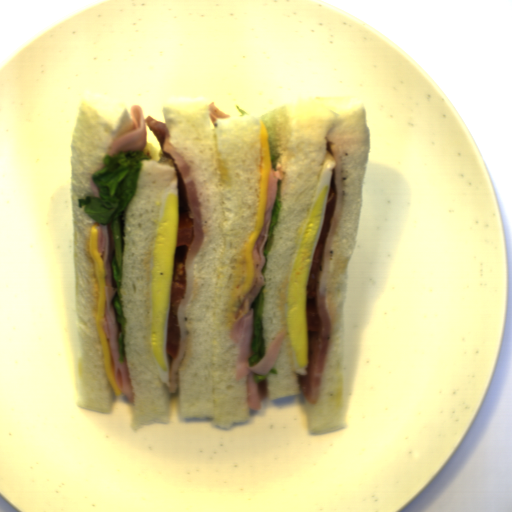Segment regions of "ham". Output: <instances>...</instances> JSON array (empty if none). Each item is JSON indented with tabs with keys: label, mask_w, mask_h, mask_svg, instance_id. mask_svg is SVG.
I'll list each match as a JSON object with an SVG mask.
<instances>
[{
	"label": "ham",
	"mask_w": 512,
	"mask_h": 512,
	"mask_svg": "<svg viewBox=\"0 0 512 512\" xmlns=\"http://www.w3.org/2000/svg\"><path fill=\"white\" fill-rule=\"evenodd\" d=\"M112 224L113 219L108 224H93L97 227V252L100 254L104 266V317L100 319L99 324L107 338L115 383L120 393H124L128 401L134 406L135 398L126 353L122 363H120L121 354L119 349L121 345L119 338L122 335L123 328L121 322L117 320L118 311L114 304V300L118 296V283L114 278L112 264V260L116 256V242Z\"/></svg>",
	"instance_id": "obj_3"
},
{
	"label": "ham",
	"mask_w": 512,
	"mask_h": 512,
	"mask_svg": "<svg viewBox=\"0 0 512 512\" xmlns=\"http://www.w3.org/2000/svg\"><path fill=\"white\" fill-rule=\"evenodd\" d=\"M282 164L277 158L275 162V169L272 167V160L269 156V172L267 178L266 188V201L264 222L261 233L255 242L252 250V267L254 272V279L252 288L247 292L241 302V305L236 310L233 316L231 329L228 333L229 339L233 342L238 350V358L235 367V378L241 380L247 376L245 395L248 408L253 410H261V404L270 397L269 380H264L256 383L254 381L255 375L266 376L276 364L281 353L285 337L288 333L284 326L279 334L272 340L265 355L259 363L250 368L248 358L254 354L251 350V342L253 336V321L254 309L250 306L257 297L261 287L265 286L266 281L262 275L261 269L266 262L264 256V247L269 238V228L271 223V211L276 202L277 184L278 180L283 181L286 172H283Z\"/></svg>",
	"instance_id": "obj_1"
},
{
	"label": "ham",
	"mask_w": 512,
	"mask_h": 512,
	"mask_svg": "<svg viewBox=\"0 0 512 512\" xmlns=\"http://www.w3.org/2000/svg\"><path fill=\"white\" fill-rule=\"evenodd\" d=\"M106 165L104 164V162L102 161L101 164L98 166V168L96 169V171H99L100 169H102L103 167H105ZM95 171V172H96Z\"/></svg>",
	"instance_id": "obj_7"
},
{
	"label": "ham",
	"mask_w": 512,
	"mask_h": 512,
	"mask_svg": "<svg viewBox=\"0 0 512 512\" xmlns=\"http://www.w3.org/2000/svg\"><path fill=\"white\" fill-rule=\"evenodd\" d=\"M333 159L336 161L334 168L335 182L337 189L336 206L335 212L331 219L330 228L324 248L322 257L321 273L319 276L318 293H317V308L318 313L322 321V331L320 335V349L316 362L315 373L313 376L312 387L308 402L315 403L318 400L321 382L326 366L327 350L330 342L332 322L329 311L326 307V287L327 279L330 267V250L334 240V236L337 230V226L340 220L343 206V185H342V173H341V159L336 151L331 149Z\"/></svg>",
	"instance_id": "obj_4"
},
{
	"label": "ham",
	"mask_w": 512,
	"mask_h": 512,
	"mask_svg": "<svg viewBox=\"0 0 512 512\" xmlns=\"http://www.w3.org/2000/svg\"><path fill=\"white\" fill-rule=\"evenodd\" d=\"M129 115L132 120H127L115 133L108 151L110 157L119 154V151L134 153L142 150L147 143V128L152 131L161 144L165 153L171 154L175 159L187 194L188 204L192 210L194 233L191 247L186 255L185 267L187 272L186 289L182 300L177 307L178 321L180 325V346L178 354L173 360L169 370V394H174L177 386L179 367L186 355L188 332H187V309L192 299L194 284V261L204 244V226L202 205L191 169L182 153L171 143L172 135L167 123L158 122L155 118H145L140 105H133Z\"/></svg>",
	"instance_id": "obj_2"
},
{
	"label": "ham",
	"mask_w": 512,
	"mask_h": 512,
	"mask_svg": "<svg viewBox=\"0 0 512 512\" xmlns=\"http://www.w3.org/2000/svg\"><path fill=\"white\" fill-rule=\"evenodd\" d=\"M208 110H209L210 119H211L212 123H214L215 125H216L217 118H227L230 116V115H227V114L219 111L215 107L214 101L210 102V105L208 106Z\"/></svg>",
	"instance_id": "obj_5"
},
{
	"label": "ham",
	"mask_w": 512,
	"mask_h": 512,
	"mask_svg": "<svg viewBox=\"0 0 512 512\" xmlns=\"http://www.w3.org/2000/svg\"><path fill=\"white\" fill-rule=\"evenodd\" d=\"M90 187H91L92 192H93V194H94V195H92V196L97 197V198H98V197H100V189H99V188L97 187V185L95 184V182H94V180H93L92 176H91V179H90Z\"/></svg>",
	"instance_id": "obj_6"
}]
</instances>
